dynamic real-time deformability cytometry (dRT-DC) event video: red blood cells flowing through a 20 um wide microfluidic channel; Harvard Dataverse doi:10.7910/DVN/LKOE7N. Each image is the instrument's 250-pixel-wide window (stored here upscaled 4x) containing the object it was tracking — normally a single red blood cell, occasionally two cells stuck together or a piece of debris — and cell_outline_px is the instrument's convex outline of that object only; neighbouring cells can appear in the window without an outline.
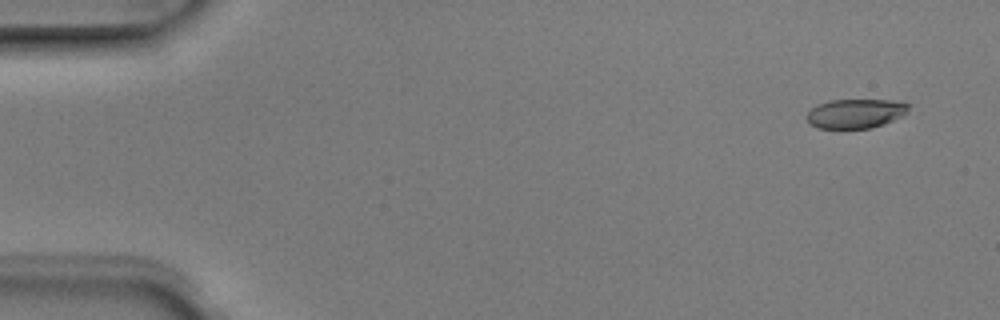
{"species": "Egyptian fruit bat (a non-hibernating species)", "species_latin": "Rousettus aegyptiacus", "temperature_condition": "room temperature", "stored_images_in_passage": 5, "camera_frame_rate_fps": 3000, "um_per_image_px": 0.085, "animal": {"sex": "male"}, "frame": {"image": 1, "passage_image": 1, "time_ms": 0.0, "image_size_px": [1000, 320], "cell_outline_px": [[908, 108], [900, 116], [884, 124], [872, 128], [816, 128], [808, 124], [804, 116], [816, 104], [828, 100], [900, 100], [908, 104]], "centroid_in_image_um": [72.64, 9.64], "position_along_channel_um": 12.4, "area_um2": 17.51}}
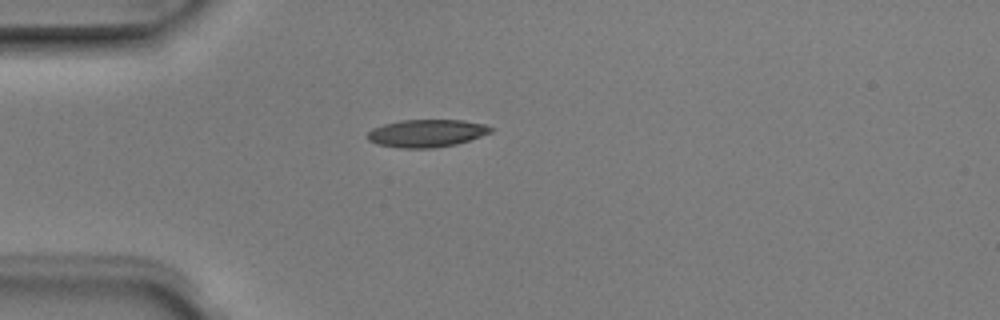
{"frame": {"image": 2, "passage_image": 4, "time_ms": 1.0, "image_size_px": [1000, 320], "cell_outline_px": [[496, 128], [492, 132], [456, 144], [432, 148], [400, 148], [376, 144], [368, 140], [368, 132], [372, 128], [384, 124], [400, 120], [464, 120], [484, 124]], "centroid_in_image_um": [36.27, 11.32], "position_along_channel_um": 48.7, "area_um2": 19.88}}